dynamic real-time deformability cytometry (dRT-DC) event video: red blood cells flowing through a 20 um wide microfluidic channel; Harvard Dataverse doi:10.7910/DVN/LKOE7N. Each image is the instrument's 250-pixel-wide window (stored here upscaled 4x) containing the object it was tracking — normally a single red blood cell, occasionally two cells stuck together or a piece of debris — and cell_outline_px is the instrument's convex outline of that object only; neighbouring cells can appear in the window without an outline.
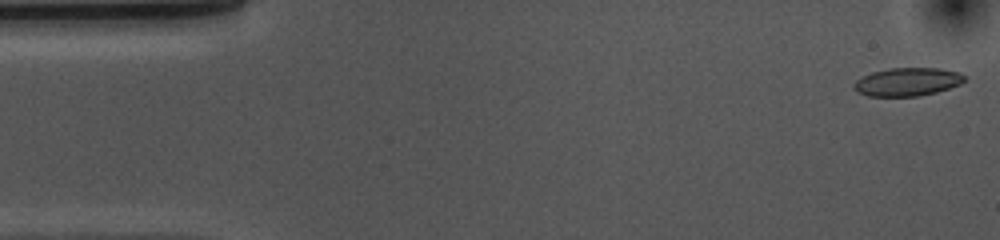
{"species": "common noctule bat (a hibernating species)", "species_latin": "Nyctalus noctula", "temperature_condition": "cold", "stored_images_in_passage": 53, "camera_frame_rate_fps": 3000, "um_per_image_px": 0.085, "animal": {"sex": "female", "body_mass_g": 10.0, "forearm_length_mm": 53.1}, "frame": {"image": 1, "passage_image": 1, "time_ms": 0.0, "image_size_px": [1000, 240], "cell_outline_px": [[964, 80], [960, 84], [936, 92], [920, 96], [868, 96], [852, 88], [852, 84], [856, 80], [872, 72], [888, 68], [940, 68], [960, 72], [964, 76]], "centroid_in_image_um": [77.12, 6.95], "position_along_channel_um": 7.9, "area_um2": 18.15}}
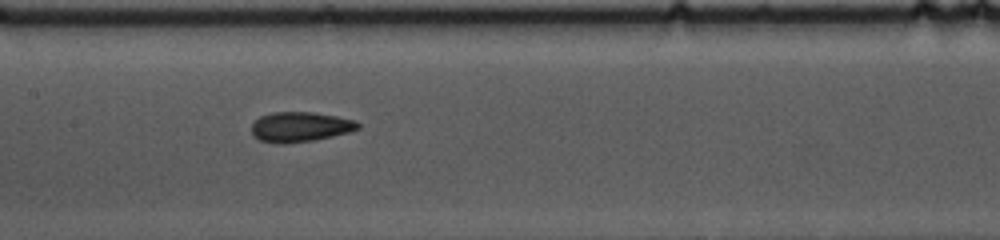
{"frame": {"image": 2, "passage_image": 24, "time_ms": 7.667, "image_size_px": [1000, 240], "cell_outline_px": [[360, 128], [348, 132], [332, 136], [312, 140], [284, 144], [280, 144], [260, 140], [252, 136], [252, 124], [260, 116], [272, 112], [312, 112], [336, 116], [356, 120], [360, 124]], "centroid_in_image_um": [25.5, 10.78], "position_along_channel_um": 181.9, "area_um2": 18.55}}
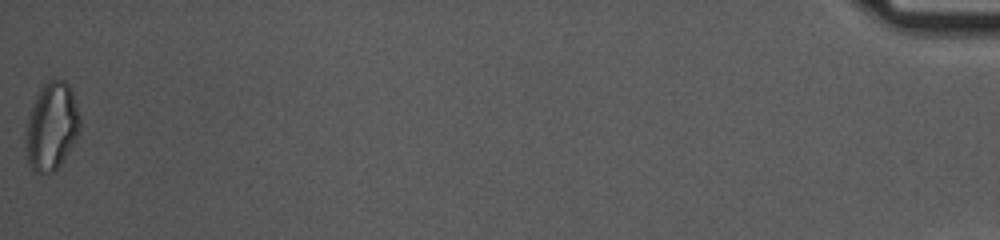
{"frame": {"image": 3, "passage_image": 53, "time_ms": 17.333, "image_size_px": [1000, 240], "cell_outline_px": [[80, 132], [68, 152], [60, 164], [52, 172], [32, 172], [24, 148], [28, 112], [40, 88], [48, 80], [64, 80], [72, 88], [80, 116]], "centroid_in_image_um": [4.37, 10.73], "position_along_channel_um": 430.8, "area_um2": 27.98}, "authors_computed_cell_mechanics": {"area_um2": 18.5538, "velocity_mm_per_s": 3.6699, "shape_relaxation_time_tau1_ms": 8.7069, "shape_relaxation_time_tau2_ms": 3.1229, "deformation_change_tau1": 0.1447, "deformation_change_tau2": 0.0878}}